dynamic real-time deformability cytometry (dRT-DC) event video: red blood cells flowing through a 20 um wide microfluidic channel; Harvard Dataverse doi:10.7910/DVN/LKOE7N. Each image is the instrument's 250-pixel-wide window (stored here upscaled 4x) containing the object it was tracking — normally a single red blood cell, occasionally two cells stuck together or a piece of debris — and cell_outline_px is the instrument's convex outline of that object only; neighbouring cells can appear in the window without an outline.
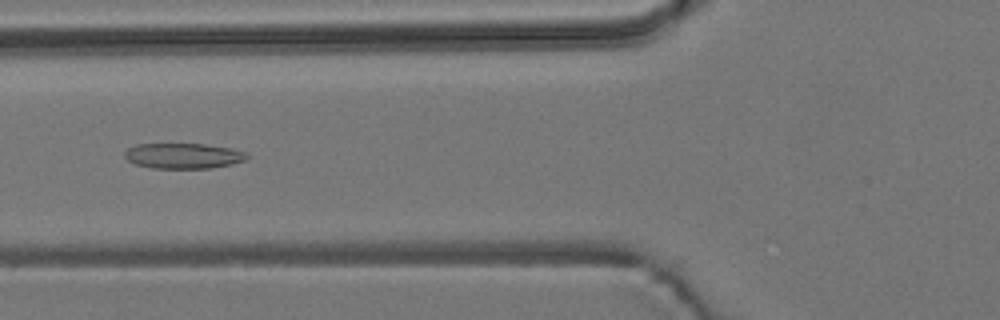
{"species": "common noctule bat (a hibernating species)", "species_latin": "Nyctalus noctula", "temperature_condition": "room temperature", "stored_images_in_passage": 48, "camera_frame_rate_fps": 3000, "um_per_image_px": 0.085, "animal": {"sex": "male", "body_mass_g": 19.2, "forearm_length_mm": 51.8}, "frame": {"image": 1, "passage_image": 16, "time_ms": 5.0, "image_size_px": [1000, 320], "cell_outline_px": [[248, 156], [244, 160], [232, 164], [212, 168], [152, 168], [136, 164], [128, 160], [124, 156], [124, 152], [128, 148], [136, 144], [204, 144], [232, 148], [244, 152]], "centroid_in_image_um": [15.56, 13.24], "position_along_channel_um": 110.2, "area_um2": 18.03}}
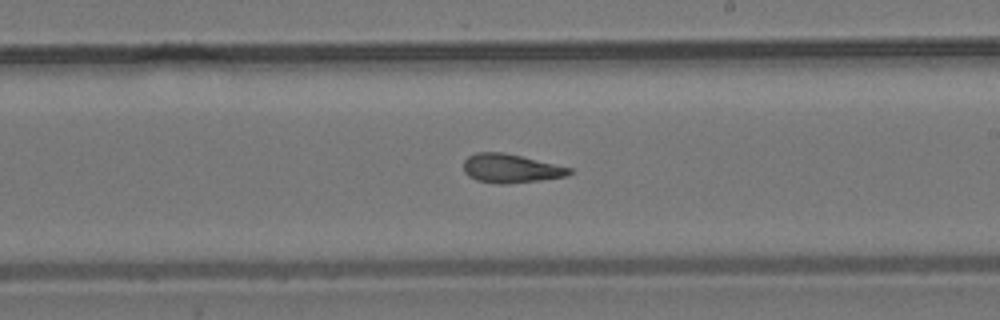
{"frame": {"image": 2, "passage_image": 27, "time_ms": 8.667, "image_size_px": [1000, 320], "cell_outline_px": [[572, 172], [568, 176], [540, 180], [504, 184], [500, 184], [476, 180], [468, 176], [464, 172], [464, 160], [468, 156], [476, 152], [504, 152], [572, 168]], "centroid_in_image_um": [43.4, 14.31], "position_along_channel_um": 245.6, "area_um2": 17.74}}
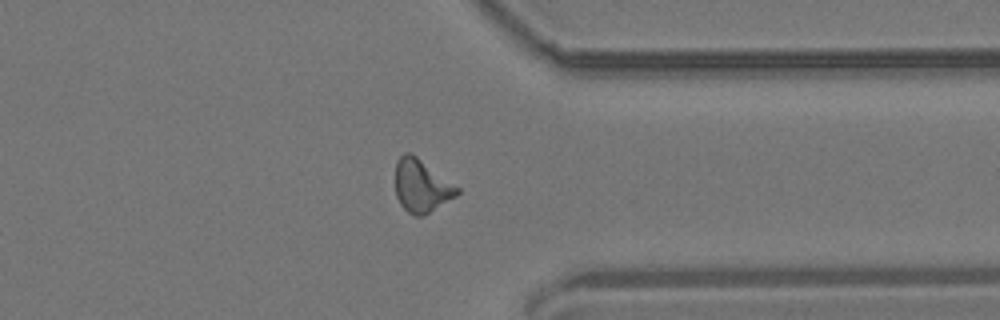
{"frame": {"image": 3, "passage_image": 38, "time_ms": 12.333, "image_size_px": [1000, 320], "cell_outline_px": [[460, 192], [456, 196], [424, 216], [416, 216], [408, 212], [400, 204], [396, 196], [396, 160], [404, 152], [412, 152], [460, 188]], "centroid_in_image_um": [35.82, 15.78], "position_along_channel_um": 375.6, "area_um2": 19.13}}